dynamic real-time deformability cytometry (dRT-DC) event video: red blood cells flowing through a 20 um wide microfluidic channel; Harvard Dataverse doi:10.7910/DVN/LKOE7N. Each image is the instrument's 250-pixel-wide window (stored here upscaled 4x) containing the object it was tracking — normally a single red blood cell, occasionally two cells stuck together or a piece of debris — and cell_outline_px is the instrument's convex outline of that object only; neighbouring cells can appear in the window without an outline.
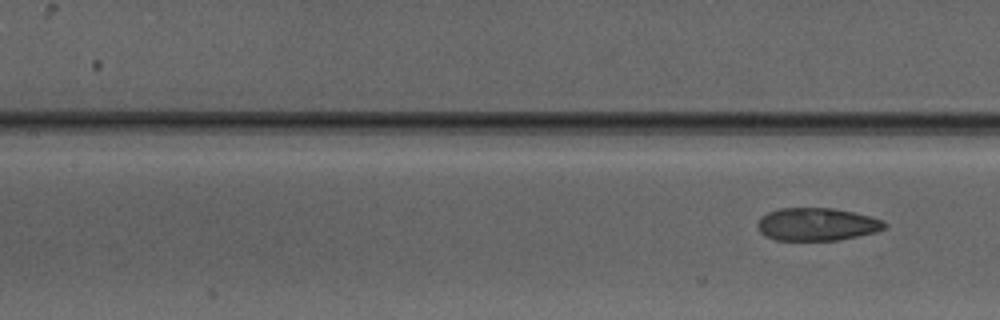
{"species": "Egyptian fruit bat (a non-hibernating species)", "species_latin": "Rousettus aegyptiacus", "temperature_condition": "warm", "stored_images_in_passage": 4, "segment_of_instrument_passage": [2, 2], "camera_frame_rate_fps": 3000, "um_per_image_px": 0.085, "animal": {"sex": "male"}, "frame": {"image": 1, "passage_image": 4, "time_ms": 4.0, "image_size_px": [1000, 320], "cell_outline_px": [[888, 224], [884, 228], [876, 232], [840, 240], [776, 240], [764, 236], [760, 232], [756, 224], [768, 212], [780, 208], [832, 208], [852, 212], [884, 220]], "centroid_in_image_um": [69.44, 19.07], "position_along_channel_um": 138.0, "area_um2": 24.22}}